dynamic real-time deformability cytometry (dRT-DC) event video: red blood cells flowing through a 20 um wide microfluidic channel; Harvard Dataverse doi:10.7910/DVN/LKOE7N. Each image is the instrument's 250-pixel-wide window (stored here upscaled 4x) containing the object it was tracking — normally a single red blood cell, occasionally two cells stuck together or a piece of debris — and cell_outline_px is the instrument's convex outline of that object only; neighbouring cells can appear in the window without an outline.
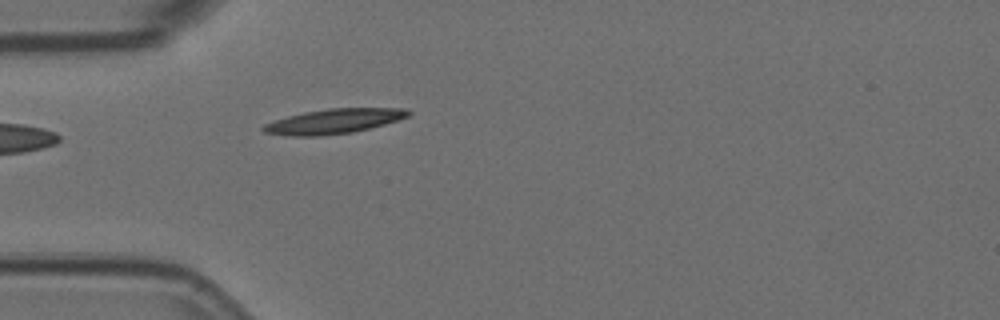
{"species": "Egyptian fruit bat (a non-hibernating species)", "species_latin": "Rousettus aegyptiacus", "temperature_condition": "room temperature", "stored_images_in_passage": 4, "camera_frame_rate_fps": 3000, "um_per_image_px": 0.085, "animal": {"sex": "female"}, "frame": {"image": 1, "passage_image": 4, "time_ms": 1.0, "image_size_px": [1000, 320], "cell_outline_px": [[412, 112], [408, 116], [384, 124], [352, 132], [320, 136], [292, 136], [264, 132], [260, 128], [264, 124], [288, 116], [304, 112], [328, 108], [408, 108]], "centroid_in_image_um": [28.37, 10.3], "position_along_channel_um": 56.6, "area_um2": 20.75}}